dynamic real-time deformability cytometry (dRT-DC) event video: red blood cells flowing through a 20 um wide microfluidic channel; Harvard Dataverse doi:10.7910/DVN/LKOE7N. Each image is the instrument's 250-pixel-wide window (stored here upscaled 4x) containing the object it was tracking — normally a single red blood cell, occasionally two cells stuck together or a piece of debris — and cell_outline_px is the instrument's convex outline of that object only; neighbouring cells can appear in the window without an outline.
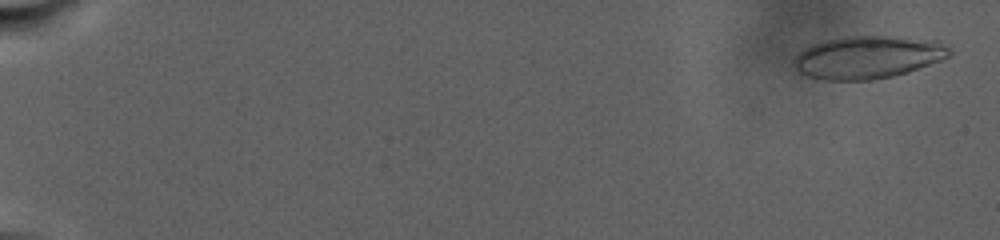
{"species": "human", "species_latin": "Homo sapiens", "temperature_condition": "warm", "stored_images_in_passage": 40, "camera_frame_rate_fps": 3000, "um_per_image_px": 0.085, "donor": {"sex": "male"}, "frame": {"image": 1, "passage_image": 2, "time_ms": 0.667, "image_size_px": [1000, 240], "cell_outline_px": [[952, 52], [948, 56], [940, 60], [908, 72], [892, 76], [872, 80], [824, 80], [808, 76], [800, 72], [796, 68], [796, 56], [804, 48], [812, 44], [824, 40], [848, 36], [884, 36], [936, 40], [948, 48]], "centroid_in_image_um": [73.76, 4.86], "position_along_channel_um": 11.2, "area_um2": 38.26}}
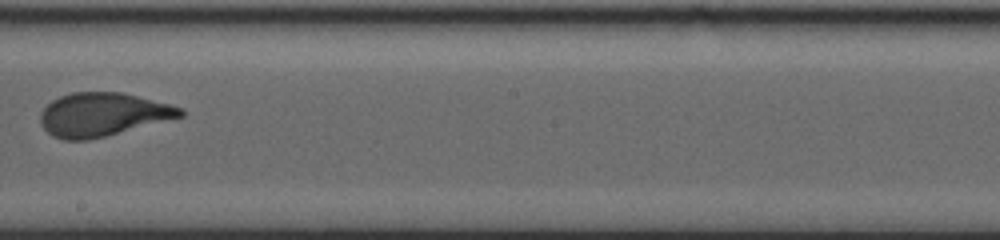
{"frame": {"image": 2, "passage_image": 29, "time_ms": 18.333, "image_size_px": [1000, 240], "cell_outline_px": [[184, 116], [88, 140], [64, 140], [52, 136], [40, 124], [40, 112], [52, 100], [60, 96], [72, 92], [124, 92], [184, 108]], "centroid_in_image_um": [8.71, 9.72], "position_along_channel_um": 239.5, "area_um2": 35.37}}
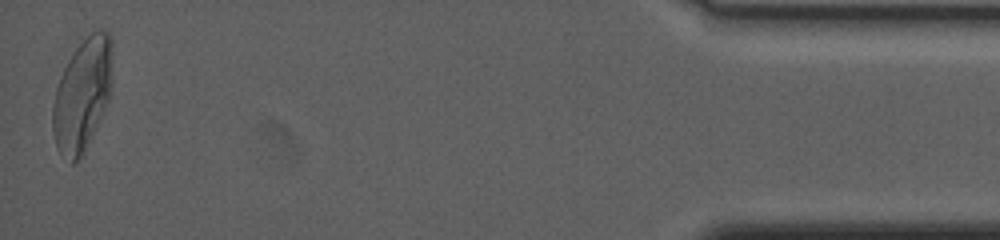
{"frame": {"image": 3, "passage_image": 40, "time_ms": 29.0, "image_size_px": [1000, 240], "cell_outline_px": [[112, 92], [96, 128], [80, 156], [72, 164], [56, 148], [52, 128], [52, 108], [56, 88], [60, 76], [68, 60], [76, 48], [92, 32], [100, 28], [108, 32], [112, 36]], "centroid_in_image_um": [7.02, 8.01], "position_along_channel_um": 428.2, "area_um2": 39.07}}